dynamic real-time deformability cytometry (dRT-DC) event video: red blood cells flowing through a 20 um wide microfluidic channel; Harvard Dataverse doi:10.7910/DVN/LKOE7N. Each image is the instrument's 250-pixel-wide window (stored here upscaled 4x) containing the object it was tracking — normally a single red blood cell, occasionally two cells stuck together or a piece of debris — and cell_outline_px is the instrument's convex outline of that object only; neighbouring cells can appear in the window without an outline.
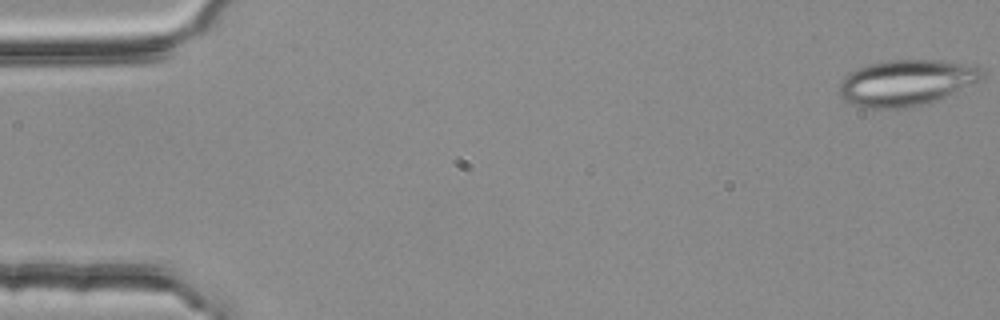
{"species": "common noctule bat (a hibernating species)", "species_latin": "Nyctalus noctula", "temperature_condition": "room temperature", "stored_images_in_passage": 4, "camera_frame_rate_fps": 3000, "um_per_image_px": 0.085, "animal": {"sex": "female", "body_mass_g": 25.1}, "frame": {"image": 1, "passage_image": 1, "time_ms": 0.0, "image_size_px": [1000, 320], "cell_outline_px": [[984, 76], [980, 80], [944, 96], [908, 108], [864, 108], [844, 100], [840, 96], [840, 80], [848, 72], [856, 68], [868, 64], [884, 60], [940, 60], [964, 64], [984, 68]], "centroid_in_image_um": [76.97, 7.01], "position_along_channel_um": 8.0, "area_um2": 37.97}}